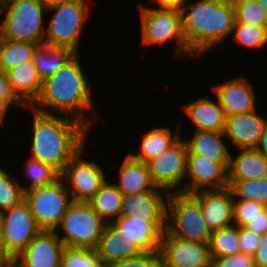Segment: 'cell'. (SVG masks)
Segmentation results:
<instances>
[{"label": "cell", "instance_id": "obj_1", "mask_svg": "<svg viewBox=\"0 0 267 267\" xmlns=\"http://www.w3.org/2000/svg\"><path fill=\"white\" fill-rule=\"evenodd\" d=\"M76 53L54 75L42 82L39 96L30 105L35 111L45 114L66 115L84 124L90 131L94 128L93 114L98 113L93 101V87ZM91 116L87 117V114ZM93 127V128H92Z\"/></svg>", "mask_w": 267, "mask_h": 267}, {"label": "cell", "instance_id": "obj_2", "mask_svg": "<svg viewBox=\"0 0 267 267\" xmlns=\"http://www.w3.org/2000/svg\"><path fill=\"white\" fill-rule=\"evenodd\" d=\"M31 111L32 131L28 157L39 160L62 173L69 161L87 145L91 131L80 121L56 114Z\"/></svg>", "mask_w": 267, "mask_h": 267}, {"label": "cell", "instance_id": "obj_3", "mask_svg": "<svg viewBox=\"0 0 267 267\" xmlns=\"http://www.w3.org/2000/svg\"><path fill=\"white\" fill-rule=\"evenodd\" d=\"M181 13L185 43L194 57L223 46L232 35L235 22L232 0L192 1Z\"/></svg>", "mask_w": 267, "mask_h": 267}, {"label": "cell", "instance_id": "obj_4", "mask_svg": "<svg viewBox=\"0 0 267 267\" xmlns=\"http://www.w3.org/2000/svg\"><path fill=\"white\" fill-rule=\"evenodd\" d=\"M47 10L40 0H10L0 8V37L44 44Z\"/></svg>", "mask_w": 267, "mask_h": 267}, {"label": "cell", "instance_id": "obj_5", "mask_svg": "<svg viewBox=\"0 0 267 267\" xmlns=\"http://www.w3.org/2000/svg\"><path fill=\"white\" fill-rule=\"evenodd\" d=\"M71 0L47 10L44 44L67 47L79 53L92 0Z\"/></svg>", "mask_w": 267, "mask_h": 267}, {"label": "cell", "instance_id": "obj_6", "mask_svg": "<svg viewBox=\"0 0 267 267\" xmlns=\"http://www.w3.org/2000/svg\"><path fill=\"white\" fill-rule=\"evenodd\" d=\"M141 45L163 46L175 41V53L179 57L192 56L183 35L182 13L176 9L158 8L139 4ZM181 55V56H180Z\"/></svg>", "mask_w": 267, "mask_h": 267}, {"label": "cell", "instance_id": "obj_7", "mask_svg": "<svg viewBox=\"0 0 267 267\" xmlns=\"http://www.w3.org/2000/svg\"><path fill=\"white\" fill-rule=\"evenodd\" d=\"M166 230L173 236L208 244L212 231L204 220L200 200L193 193H169L166 200Z\"/></svg>", "mask_w": 267, "mask_h": 267}, {"label": "cell", "instance_id": "obj_8", "mask_svg": "<svg viewBox=\"0 0 267 267\" xmlns=\"http://www.w3.org/2000/svg\"><path fill=\"white\" fill-rule=\"evenodd\" d=\"M106 224L87 202H73L55 232L66 247L95 249Z\"/></svg>", "mask_w": 267, "mask_h": 267}, {"label": "cell", "instance_id": "obj_9", "mask_svg": "<svg viewBox=\"0 0 267 267\" xmlns=\"http://www.w3.org/2000/svg\"><path fill=\"white\" fill-rule=\"evenodd\" d=\"M24 200L42 230H55L73 203L61 178L50 185L33 187L24 191Z\"/></svg>", "mask_w": 267, "mask_h": 267}, {"label": "cell", "instance_id": "obj_10", "mask_svg": "<svg viewBox=\"0 0 267 267\" xmlns=\"http://www.w3.org/2000/svg\"><path fill=\"white\" fill-rule=\"evenodd\" d=\"M86 148V145L83 146L60 174L73 202L90 200L108 178L104 166L97 160L86 158Z\"/></svg>", "mask_w": 267, "mask_h": 267}, {"label": "cell", "instance_id": "obj_11", "mask_svg": "<svg viewBox=\"0 0 267 267\" xmlns=\"http://www.w3.org/2000/svg\"><path fill=\"white\" fill-rule=\"evenodd\" d=\"M188 146L182 137L159 156L146 162L154 185L168 194L182 192L187 172Z\"/></svg>", "mask_w": 267, "mask_h": 267}, {"label": "cell", "instance_id": "obj_12", "mask_svg": "<svg viewBox=\"0 0 267 267\" xmlns=\"http://www.w3.org/2000/svg\"><path fill=\"white\" fill-rule=\"evenodd\" d=\"M42 229L25 200L4 211V226L1 244L15 259Z\"/></svg>", "mask_w": 267, "mask_h": 267}, {"label": "cell", "instance_id": "obj_13", "mask_svg": "<svg viewBox=\"0 0 267 267\" xmlns=\"http://www.w3.org/2000/svg\"><path fill=\"white\" fill-rule=\"evenodd\" d=\"M159 255L161 267H212L208 244L175 237L167 230L161 237Z\"/></svg>", "mask_w": 267, "mask_h": 267}, {"label": "cell", "instance_id": "obj_14", "mask_svg": "<svg viewBox=\"0 0 267 267\" xmlns=\"http://www.w3.org/2000/svg\"><path fill=\"white\" fill-rule=\"evenodd\" d=\"M230 162H217L198 154H188L184 193L228 187ZM188 180V181H187Z\"/></svg>", "mask_w": 267, "mask_h": 267}, {"label": "cell", "instance_id": "obj_15", "mask_svg": "<svg viewBox=\"0 0 267 267\" xmlns=\"http://www.w3.org/2000/svg\"><path fill=\"white\" fill-rule=\"evenodd\" d=\"M253 82L244 76L228 78L210 87L226 116L256 110L258 102Z\"/></svg>", "mask_w": 267, "mask_h": 267}, {"label": "cell", "instance_id": "obj_16", "mask_svg": "<svg viewBox=\"0 0 267 267\" xmlns=\"http://www.w3.org/2000/svg\"><path fill=\"white\" fill-rule=\"evenodd\" d=\"M64 247L55 230H41L13 259V267H60Z\"/></svg>", "mask_w": 267, "mask_h": 267}, {"label": "cell", "instance_id": "obj_17", "mask_svg": "<svg viewBox=\"0 0 267 267\" xmlns=\"http://www.w3.org/2000/svg\"><path fill=\"white\" fill-rule=\"evenodd\" d=\"M267 115L261 116L258 109L238 113L226 118L225 138L238 149H255L262 135ZM231 141V142H230Z\"/></svg>", "mask_w": 267, "mask_h": 267}, {"label": "cell", "instance_id": "obj_18", "mask_svg": "<svg viewBox=\"0 0 267 267\" xmlns=\"http://www.w3.org/2000/svg\"><path fill=\"white\" fill-rule=\"evenodd\" d=\"M112 223L146 252L159 251L161 237L166 230V218H142L135 214L132 217L120 216Z\"/></svg>", "mask_w": 267, "mask_h": 267}, {"label": "cell", "instance_id": "obj_19", "mask_svg": "<svg viewBox=\"0 0 267 267\" xmlns=\"http://www.w3.org/2000/svg\"><path fill=\"white\" fill-rule=\"evenodd\" d=\"M193 194L200 200L204 220L212 232L233 225L234 197L229 187Z\"/></svg>", "mask_w": 267, "mask_h": 267}, {"label": "cell", "instance_id": "obj_20", "mask_svg": "<svg viewBox=\"0 0 267 267\" xmlns=\"http://www.w3.org/2000/svg\"><path fill=\"white\" fill-rule=\"evenodd\" d=\"M95 250L105 267L146 252L137 242H133L124 235L123 231L112 222L106 224Z\"/></svg>", "mask_w": 267, "mask_h": 267}, {"label": "cell", "instance_id": "obj_21", "mask_svg": "<svg viewBox=\"0 0 267 267\" xmlns=\"http://www.w3.org/2000/svg\"><path fill=\"white\" fill-rule=\"evenodd\" d=\"M183 114L189 118L193 130L224 132L226 114L217 98L203 96L181 106Z\"/></svg>", "mask_w": 267, "mask_h": 267}, {"label": "cell", "instance_id": "obj_22", "mask_svg": "<svg viewBox=\"0 0 267 267\" xmlns=\"http://www.w3.org/2000/svg\"><path fill=\"white\" fill-rule=\"evenodd\" d=\"M168 193L155 187L153 190L133 195H124L120 216L142 218H166V200Z\"/></svg>", "mask_w": 267, "mask_h": 267}, {"label": "cell", "instance_id": "obj_23", "mask_svg": "<svg viewBox=\"0 0 267 267\" xmlns=\"http://www.w3.org/2000/svg\"><path fill=\"white\" fill-rule=\"evenodd\" d=\"M178 123V126L176 125L174 130L161 125L153 126V128L151 127V129H148L140 135L139 150L137 149V152L135 150L134 152L133 150L130 152L128 151V154L133 159L144 163L159 156L182 137V131L180 130L181 125L180 122Z\"/></svg>", "mask_w": 267, "mask_h": 267}, {"label": "cell", "instance_id": "obj_24", "mask_svg": "<svg viewBox=\"0 0 267 267\" xmlns=\"http://www.w3.org/2000/svg\"><path fill=\"white\" fill-rule=\"evenodd\" d=\"M117 171L118 179L112 181L123 195L138 194L156 187L146 163L133 159L128 153L122 159Z\"/></svg>", "mask_w": 267, "mask_h": 267}, {"label": "cell", "instance_id": "obj_25", "mask_svg": "<svg viewBox=\"0 0 267 267\" xmlns=\"http://www.w3.org/2000/svg\"><path fill=\"white\" fill-rule=\"evenodd\" d=\"M183 138L188 154H198L217 162H230L231 146H228L224 132L192 130L190 138Z\"/></svg>", "mask_w": 267, "mask_h": 267}, {"label": "cell", "instance_id": "obj_26", "mask_svg": "<svg viewBox=\"0 0 267 267\" xmlns=\"http://www.w3.org/2000/svg\"><path fill=\"white\" fill-rule=\"evenodd\" d=\"M238 152V153H237ZM230 155L228 180H251L267 177V157L256 149H238ZM237 154V155H236Z\"/></svg>", "mask_w": 267, "mask_h": 267}, {"label": "cell", "instance_id": "obj_27", "mask_svg": "<svg viewBox=\"0 0 267 267\" xmlns=\"http://www.w3.org/2000/svg\"><path fill=\"white\" fill-rule=\"evenodd\" d=\"M10 86L30 106L39 96L43 80L33 61L24 62L6 71Z\"/></svg>", "mask_w": 267, "mask_h": 267}, {"label": "cell", "instance_id": "obj_28", "mask_svg": "<svg viewBox=\"0 0 267 267\" xmlns=\"http://www.w3.org/2000/svg\"><path fill=\"white\" fill-rule=\"evenodd\" d=\"M123 193L112 181H106L87 203L106 222H113L120 217Z\"/></svg>", "mask_w": 267, "mask_h": 267}, {"label": "cell", "instance_id": "obj_29", "mask_svg": "<svg viewBox=\"0 0 267 267\" xmlns=\"http://www.w3.org/2000/svg\"><path fill=\"white\" fill-rule=\"evenodd\" d=\"M76 53L67 47L40 44L33 53V62L42 80L54 75Z\"/></svg>", "mask_w": 267, "mask_h": 267}, {"label": "cell", "instance_id": "obj_30", "mask_svg": "<svg viewBox=\"0 0 267 267\" xmlns=\"http://www.w3.org/2000/svg\"><path fill=\"white\" fill-rule=\"evenodd\" d=\"M39 44L12 41L0 37V69L7 71L24 62L33 61V53Z\"/></svg>", "mask_w": 267, "mask_h": 267}, {"label": "cell", "instance_id": "obj_31", "mask_svg": "<svg viewBox=\"0 0 267 267\" xmlns=\"http://www.w3.org/2000/svg\"><path fill=\"white\" fill-rule=\"evenodd\" d=\"M238 240L239 227L237 225L213 231L208 242L211 258L230 256L241 252Z\"/></svg>", "mask_w": 267, "mask_h": 267}, {"label": "cell", "instance_id": "obj_32", "mask_svg": "<svg viewBox=\"0 0 267 267\" xmlns=\"http://www.w3.org/2000/svg\"><path fill=\"white\" fill-rule=\"evenodd\" d=\"M26 159L23 175L29 183L25 184L19 180L24 191L33 187L50 185L60 178V174L50 165L28 157V155Z\"/></svg>", "mask_w": 267, "mask_h": 267}, {"label": "cell", "instance_id": "obj_33", "mask_svg": "<svg viewBox=\"0 0 267 267\" xmlns=\"http://www.w3.org/2000/svg\"><path fill=\"white\" fill-rule=\"evenodd\" d=\"M231 40L245 49H261L267 47V27H259L250 23L234 22Z\"/></svg>", "mask_w": 267, "mask_h": 267}, {"label": "cell", "instance_id": "obj_34", "mask_svg": "<svg viewBox=\"0 0 267 267\" xmlns=\"http://www.w3.org/2000/svg\"><path fill=\"white\" fill-rule=\"evenodd\" d=\"M234 199L259 202L267 207V177L251 180H228Z\"/></svg>", "mask_w": 267, "mask_h": 267}, {"label": "cell", "instance_id": "obj_35", "mask_svg": "<svg viewBox=\"0 0 267 267\" xmlns=\"http://www.w3.org/2000/svg\"><path fill=\"white\" fill-rule=\"evenodd\" d=\"M0 164V210L6 211L24 200V190L19 183V177L12 176Z\"/></svg>", "mask_w": 267, "mask_h": 267}, {"label": "cell", "instance_id": "obj_36", "mask_svg": "<svg viewBox=\"0 0 267 267\" xmlns=\"http://www.w3.org/2000/svg\"><path fill=\"white\" fill-rule=\"evenodd\" d=\"M235 22L267 27V14L258 0H232Z\"/></svg>", "mask_w": 267, "mask_h": 267}, {"label": "cell", "instance_id": "obj_37", "mask_svg": "<svg viewBox=\"0 0 267 267\" xmlns=\"http://www.w3.org/2000/svg\"><path fill=\"white\" fill-rule=\"evenodd\" d=\"M60 267H105L96 250L91 248L64 247Z\"/></svg>", "mask_w": 267, "mask_h": 267}, {"label": "cell", "instance_id": "obj_38", "mask_svg": "<svg viewBox=\"0 0 267 267\" xmlns=\"http://www.w3.org/2000/svg\"><path fill=\"white\" fill-rule=\"evenodd\" d=\"M267 207L259 202L234 199L233 225L244 227L251 219L259 216Z\"/></svg>", "mask_w": 267, "mask_h": 267}, {"label": "cell", "instance_id": "obj_39", "mask_svg": "<svg viewBox=\"0 0 267 267\" xmlns=\"http://www.w3.org/2000/svg\"><path fill=\"white\" fill-rule=\"evenodd\" d=\"M107 267H161L159 251L144 252L137 257L118 261Z\"/></svg>", "mask_w": 267, "mask_h": 267}, {"label": "cell", "instance_id": "obj_40", "mask_svg": "<svg viewBox=\"0 0 267 267\" xmlns=\"http://www.w3.org/2000/svg\"><path fill=\"white\" fill-rule=\"evenodd\" d=\"M0 98H2L12 109L13 107L29 108L30 106L10 86L7 73L0 69Z\"/></svg>", "mask_w": 267, "mask_h": 267}, {"label": "cell", "instance_id": "obj_41", "mask_svg": "<svg viewBox=\"0 0 267 267\" xmlns=\"http://www.w3.org/2000/svg\"><path fill=\"white\" fill-rule=\"evenodd\" d=\"M212 267H255L253 256L243 252L212 259Z\"/></svg>", "mask_w": 267, "mask_h": 267}, {"label": "cell", "instance_id": "obj_42", "mask_svg": "<svg viewBox=\"0 0 267 267\" xmlns=\"http://www.w3.org/2000/svg\"><path fill=\"white\" fill-rule=\"evenodd\" d=\"M239 246L241 252L249 255H254L259 247L261 235L247 230L244 227H239Z\"/></svg>", "mask_w": 267, "mask_h": 267}, {"label": "cell", "instance_id": "obj_43", "mask_svg": "<svg viewBox=\"0 0 267 267\" xmlns=\"http://www.w3.org/2000/svg\"><path fill=\"white\" fill-rule=\"evenodd\" d=\"M244 228L256 234L264 235L267 232V208L259 216L251 219Z\"/></svg>", "mask_w": 267, "mask_h": 267}, {"label": "cell", "instance_id": "obj_44", "mask_svg": "<svg viewBox=\"0 0 267 267\" xmlns=\"http://www.w3.org/2000/svg\"><path fill=\"white\" fill-rule=\"evenodd\" d=\"M255 267H267V232L261 235V241L253 255Z\"/></svg>", "mask_w": 267, "mask_h": 267}, {"label": "cell", "instance_id": "obj_45", "mask_svg": "<svg viewBox=\"0 0 267 267\" xmlns=\"http://www.w3.org/2000/svg\"><path fill=\"white\" fill-rule=\"evenodd\" d=\"M154 5H157L158 8L166 9H176L182 10L190 1L189 0H149Z\"/></svg>", "mask_w": 267, "mask_h": 267}, {"label": "cell", "instance_id": "obj_46", "mask_svg": "<svg viewBox=\"0 0 267 267\" xmlns=\"http://www.w3.org/2000/svg\"><path fill=\"white\" fill-rule=\"evenodd\" d=\"M259 153L264 154L267 157V121L265 123L262 135L260 137L259 143L255 148Z\"/></svg>", "mask_w": 267, "mask_h": 267}, {"label": "cell", "instance_id": "obj_47", "mask_svg": "<svg viewBox=\"0 0 267 267\" xmlns=\"http://www.w3.org/2000/svg\"><path fill=\"white\" fill-rule=\"evenodd\" d=\"M0 267H13V258L6 252L0 242Z\"/></svg>", "mask_w": 267, "mask_h": 267}, {"label": "cell", "instance_id": "obj_48", "mask_svg": "<svg viewBox=\"0 0 267 267\" xmlns=\"http://www.w3.org/2000/svg\"><path fill=\"white\" fill-rule=\"evenodd\" d=\"M11 108L12 107L9 104H7L2 98H0V126L1 127L5 126L4 122L7 119L6 118L8 117L7 114L10 112Z\"/></svg>", "mask_w": 267, "mask_h": 267}, {"label": "cell", "instance_id": "obj_49", "mask_svg": "<svg viewBox=\"0 0 267 267\" xmlns=\"http://www.w3.org/2000/svg\"><path fill=\"white\" fill-rule=\"evenodd\" d=\"M47 9L61 5L62 3L69 2L71 0H40Z\"/></svg>", "mask_w": 267, "mask_h": 267}, {"label": "cell", "instance_id": "obj_50", "mask_svg": "<svg viewBox=\"0 0 267 267\" xmlns=\"http://www.w3.org/2000/svg\"><path fill=\"white\" fill-rule=\"evenodd\" d=\"M3 226H4V211L0 210V241L3 233Z\"/></svg>", "mask_w": 267, "mask_h": 267}, {"label": "cell", "instance_id": "obj_51", "mask_svg": "<svg viewBox=\"0 0 267 267\" xmlns=\"http://www.w3.org/2000/svg\"><path fill=\"white\" fill-rule=\"evenodd\" d=\"M259 4L263 7L267 14V0H258Z\"/></svg>", "mask_w": 267, "mask_h": 267}, {"label": "cell", "instance_id": "obj_52", "mask_svg": "<svg viewBox=\"0 0 267 267\" xmlns=\"http://www.w3.org/2000/svg\"><path fill=\"white\" fill-rule=\"evenodd\" d=\"M10 0H0V8L7 4Z\"/></svg>", "mask_w": 267, "mask_h": 267}]
</instances>
